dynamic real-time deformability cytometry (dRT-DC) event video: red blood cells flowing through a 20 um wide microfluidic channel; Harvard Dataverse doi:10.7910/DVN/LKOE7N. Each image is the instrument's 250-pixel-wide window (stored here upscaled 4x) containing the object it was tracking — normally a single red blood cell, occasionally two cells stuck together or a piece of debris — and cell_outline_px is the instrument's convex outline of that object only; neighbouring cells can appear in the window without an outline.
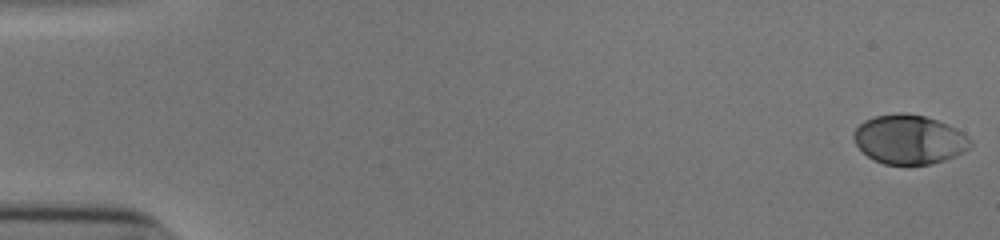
{"species": "human", "species_latin": "Homo sapiens", "temperature_condition": "cold", "stored_images_in_passage": 53, "camera_frame_rate_fps": 3000, "um_per_image_px": 0.085, "donor": {"sex": "male"}, "frame": {"image": 1, "passage_image": 1, "time_ms": 0.0, "image_size_px": [1000, 240], "cell_outline_px": [[972, 148], [956, 156], [932, 164], [884, 164], [872, 160], [856, 144], [852, 136], [856, 128], [864, 120], [872, 116], [900, 112], [904, 112], [924, 116], [948, 124], [964, 132], [972, 140]], "centroid_in_image_um": [77.31, 11.85], "position_along_channel_um": 7.7, "area_um2": 33.81}}
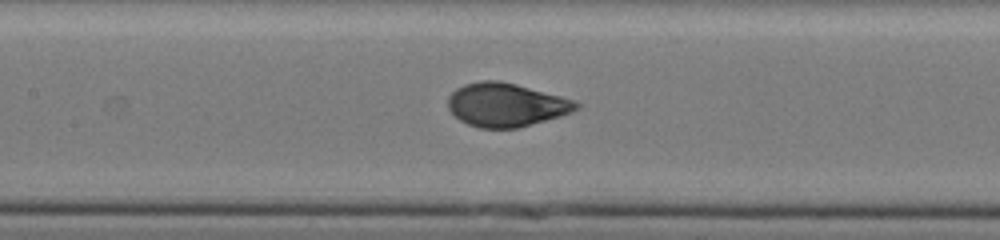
{"frame": {"image": 2, "passage_image": 26, "time_ms": 8.333, "image_size_px": [1000, 240], "cell_outline_px": [[580, 108], [572, 112], [560, 116], [516, 128], [480, 128], [468, 124], [460, 120], [448, 108], [448, 96], [456, 88], [464, 84], [480, 80], [496, 80], [516, 84], [576, 100], [580, 104]], "centroid_in_image_um": [43.02, 8.9], "position_along_channel_um": 164.4, "area_um2": 32.48}}
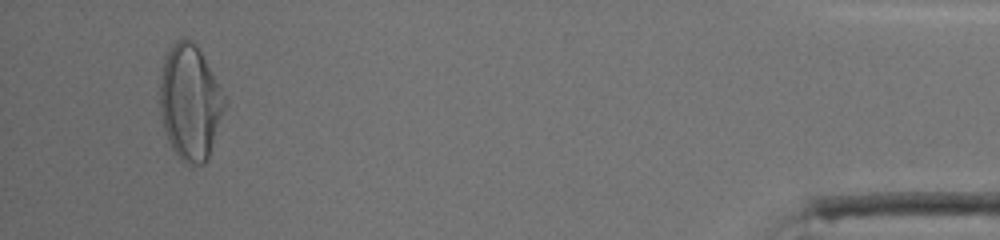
{"frame": {"image": 3, "passage_image": 51, "time_ms": 16.667, "image_size_px": [1000, 240], "cell_outline_px": [[228, 104], [208, 156], [204, 164], [184, 164], [180, 160], [172, 148], [168, 140], [164, 128], [160, 108], [160, 76], [164, 56], [172, 44], [176, 40], [184, 36], [196, 44], [228, 100]], "centroid_in_image_um": [16.16, 8.68], "position_along_channel_um": 419.0, "area_um2": 43.81}, "authors_computed_cell_mechanics": {"area_um2": 33.235, "velocity_mm_per_s": 3.8836, "shape_relaxation_time_tau1_ms": 3.7829, "shape_relaxation_time_tau2_ms": null, "deformation_change_tau1": 0.1695, "deformation_change_tau2": null}}